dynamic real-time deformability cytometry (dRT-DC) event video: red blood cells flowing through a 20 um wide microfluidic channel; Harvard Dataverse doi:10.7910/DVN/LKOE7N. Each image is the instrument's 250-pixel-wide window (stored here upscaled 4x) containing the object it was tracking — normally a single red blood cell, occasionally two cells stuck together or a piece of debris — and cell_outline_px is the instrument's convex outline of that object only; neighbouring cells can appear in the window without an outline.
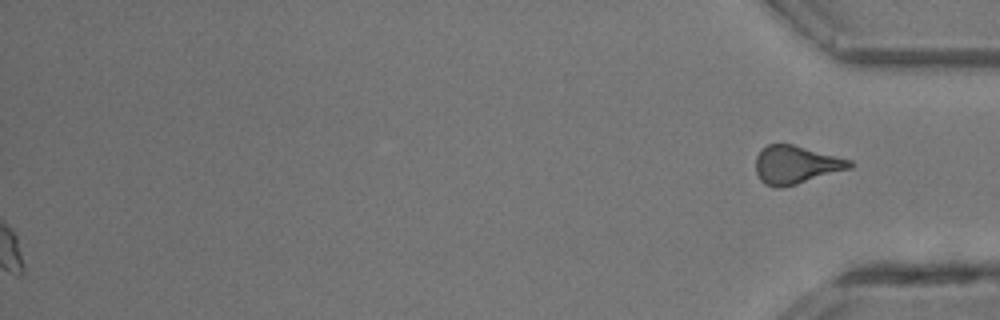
{"species": "common noctule bat (a hibernating species)", "species_latin": "Nyctalus noctula", "temperature_condition": "room temperature", "stored_images_in_passage": 31, "segment_of_instrument_passage": [2, 2], "camera_frame_rate_fps": 3000, "um_per_image_px": 0.085, "animal": {"sex": "male", "body_mass_g": 13.3}, "frame": {"image": 1, "passage_image": 31, "time_ms": 10.0, "image_size_px": [1000, 320], "cell_outline_px": [[852, 168], [796, 184], [780, 188], [776, 188], [764, 184], [760, 180], [756, 172], [756, 156], [768, 144], [792, 144], [852, 160]], "centroid_in_image_um": [67.65, 14.01], "position_along_channel_um": 367.6, "area_um2": 20.75}}